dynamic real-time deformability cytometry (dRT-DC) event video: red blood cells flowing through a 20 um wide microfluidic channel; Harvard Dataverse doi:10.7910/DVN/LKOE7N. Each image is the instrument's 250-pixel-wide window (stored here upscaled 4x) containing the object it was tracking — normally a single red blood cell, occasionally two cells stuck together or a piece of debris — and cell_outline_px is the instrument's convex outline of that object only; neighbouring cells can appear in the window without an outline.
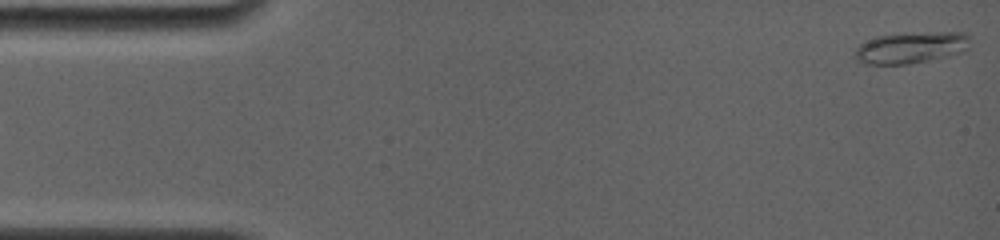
{"species": "common noctule bat (a hibernating species)", "species_latin": "Nyctalus noctula", "temperature_condition": "room temperature", "stored_images_in_passage": 6, "camera_frame_rate_fps": 4000, "um_per_image_px": 0.085, "animal": {"sex": "female", "body_mass_g": 19.0, "forearm_length_mm": 56.7}, "frame": {"image": 1, "passage_image": 1, "time_ms": 0.0, "image_size_px": [1000, 240], "cell_outline_px": [[968, 36], [932, 56], [924, 60], [904, 64], [868, 64], [852, 56], [856, 48], [860, 44], [876, 36], [924, 32], [968, 32]], "centroid_in_image_um": [76.98, 4.01], "position_along_channel_um": 8.0, "area_um2": 18.44}}